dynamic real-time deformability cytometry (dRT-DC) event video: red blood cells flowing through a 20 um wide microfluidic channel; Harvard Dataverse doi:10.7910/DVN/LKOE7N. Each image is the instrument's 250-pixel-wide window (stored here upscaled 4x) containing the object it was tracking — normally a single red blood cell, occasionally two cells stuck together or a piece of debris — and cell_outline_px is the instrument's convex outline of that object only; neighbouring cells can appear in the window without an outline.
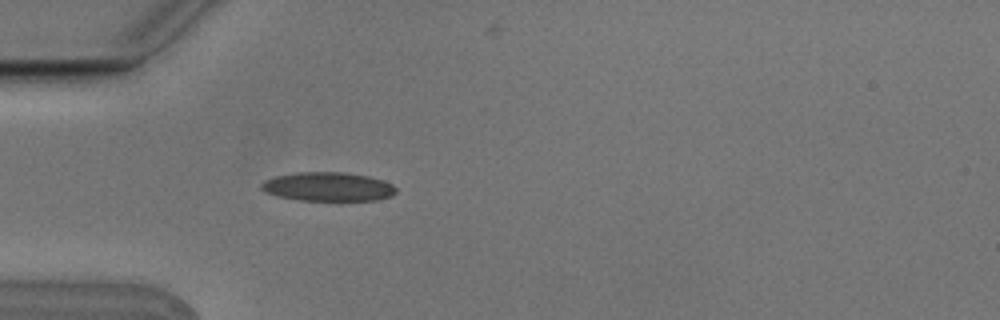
{"species": "Egyptian fruit bat (a non-hibernating species)", "species_latin": "Rousettus aegyptiacus", "temperature_condition": "cold", "stored_images_in_passage": 4, "camera_frame_rate_fps": 3000, "um_per_image_px": 0.085, "animal": {"sex": "male"}, "frame": {"image": 1, "passage_image": 4, "time_ms": 1.0, "image_size_px": [1000, 320], "cell_outline_px": [[396, 192], [392, 196], [376, 200], [300, 200], [276, 196], [260, 188], [260, 184], [264, 180], [276, 176], [296, 172], [344, 172], [368, 176], [384, 180], [392, 184], [396, 188]], "centroid_in_image_um": [27.89, 15.86], "position_along_channel_um": 57.1, "area_um2": 22.72}}